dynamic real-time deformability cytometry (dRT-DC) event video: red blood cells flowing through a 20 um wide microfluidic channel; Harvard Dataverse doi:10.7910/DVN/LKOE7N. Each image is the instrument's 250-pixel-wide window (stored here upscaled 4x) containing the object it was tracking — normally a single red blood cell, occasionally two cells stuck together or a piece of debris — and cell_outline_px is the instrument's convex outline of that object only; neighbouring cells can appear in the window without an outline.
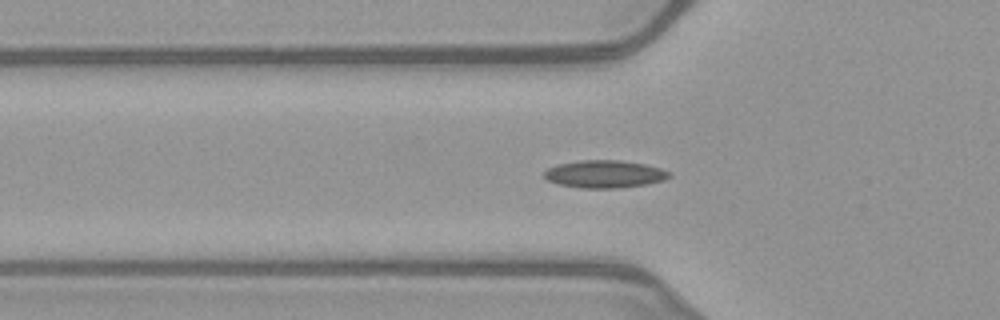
{"species": "common noctule bat (a hibernating species)", "species_latin": "Nyctalus noctula", "temperature_condition": "warm", "stored_images_in_passage": 52, "camera_frame_rate_fps": 3000, "um_per_image_px": 0.085, "animal": {"sex": "female", "body_mass_g": 21.9}, "frame": {"image": 1, "passage_image": 17, "time_ms": 5.333, "image_size_px": [1000, 320], "cell_outline_px": [[672, 176], [664, 180], [648, 184], [620, 188], [580, 188], [560, 184], [548, 180], [544, 176], [544, 172], [548, 168], [556, 164], [580, 160], [620, 160], [644, 164], [660, 168], [672, 172]], "centroid_in_image_um": [51.42, 14.79], "position_along_channel_um": 74.4, "area_um2": 20.23}}
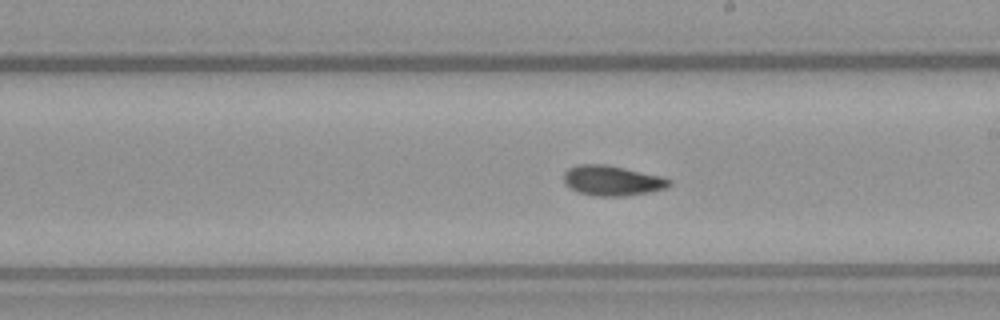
{"frame": {"image": 2, "passage_image": 29, "time_ms": 9.333, "image_size_px": [1000, 320], "cell_outline_px": [[672, 184], [668, 188], [648, 192], [624, 196], [592, 196], [580, 192], [564, 184], [564, 172], [568, 168], [576, 164], [608, 164], [660, 176], [672, 180]], "centroid_in_image_um": [52.04, 15.34], "position_along_channel_um": 237.0, "area_um2": 18.61}}
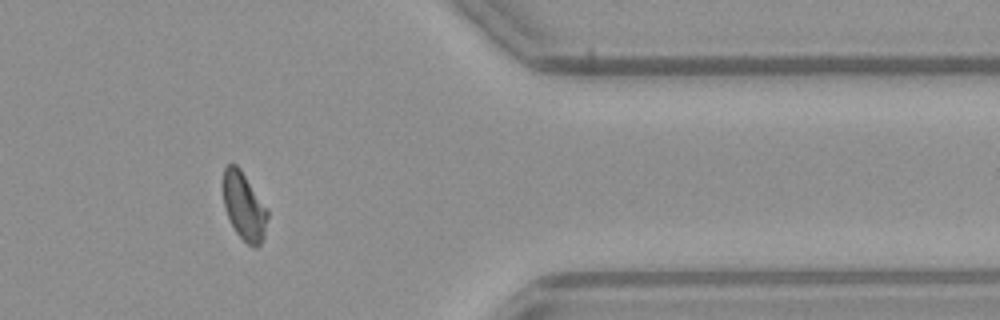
{"frame": {"image": 3, "passage_image": 42, "time_ms": 13.667, "image_size_px": [1000, 320], "cell_outline_px": [[268, 216], [264, 236], [260, 244], [256, 248], [252, 248], [236, 232], [224, 208], [224, 168], [228, 164], [236, 164], [240, 168], [268, 208]], "centroid_in_image_um": [20.77, 17.54], "position_along_channel_um": 390.6, "area_um2": 17.46}, "authors_computed_cell_mechanics": {"area_um2": 17.8024, "velocity_mm_per_s": 4.0265, "shape_relaxation_time_tau1_ms": null, "shape_relaxation_time_tau2_ms": 2.4681, "deformation_change_tau1": null, "deformation_change_tau2": 0.0674}}